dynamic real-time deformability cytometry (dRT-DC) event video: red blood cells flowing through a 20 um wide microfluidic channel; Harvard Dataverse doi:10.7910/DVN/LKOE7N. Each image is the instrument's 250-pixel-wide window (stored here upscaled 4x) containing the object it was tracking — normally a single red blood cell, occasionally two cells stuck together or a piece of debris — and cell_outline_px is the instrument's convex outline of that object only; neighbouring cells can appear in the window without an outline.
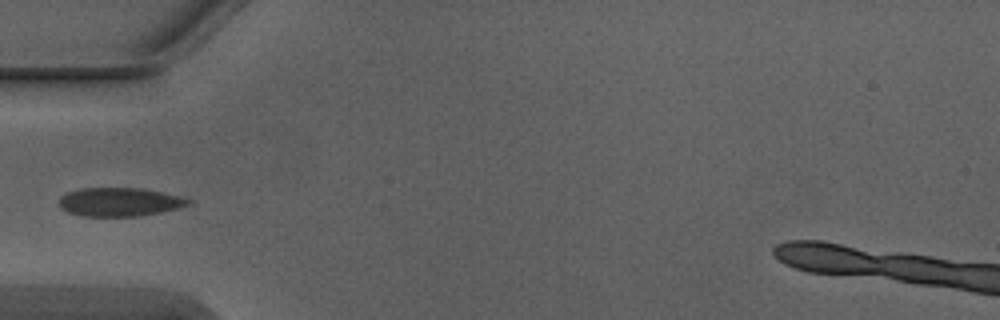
{"species": "Egyptian fruit bat (a non-hibernating species)", "species_latin": "Rousettus aegyptiacus", "temperature_condition": "warm", "stored_images_in_passage": 5, "camera_frame_rate_fps": 3000, "um_per_image_px": 0.085, "animal": {"sex": "male"}, "frame": {"image": 1, "passage_image": 5, "time_ms": 1.333, "image_size_px": [1000, 320], "cell_outline_px": [[192, 204], [180, 208], [140, 216], [80, 216], [68, 212], [60, 208], [60, 196], [68, 192], [80, 188], [140, 188], [164, 192], [184, 196], [192, 200]], "centroid_in_image_um": [10.22, 17.16], "position_along_channel_um": 74.8, "area_um2": 21.85}}